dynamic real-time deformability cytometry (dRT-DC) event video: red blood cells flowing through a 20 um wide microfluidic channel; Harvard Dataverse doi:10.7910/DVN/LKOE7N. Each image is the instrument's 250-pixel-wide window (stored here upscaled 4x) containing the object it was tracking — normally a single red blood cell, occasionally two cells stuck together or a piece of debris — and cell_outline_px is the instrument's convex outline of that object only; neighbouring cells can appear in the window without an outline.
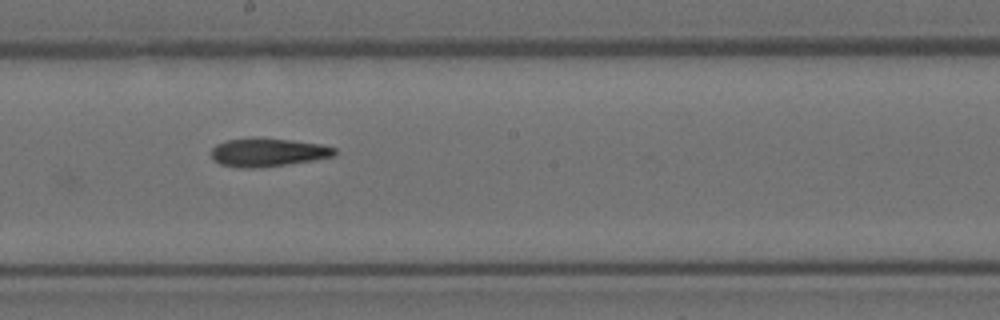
{"species": "Egyptian fruit bat (a non-hibernating species)", "species_latin": "Rousettus aegyptiacus", "temperature_condition": "room temperature", "stored_images_in_passage": 8, "camera_frame_rate_fps": 3000, "um_per_image_px": 0.085, "animal": {"sex": "female"}, "frame": {"image": 1, "passage_image": 8, "time_ms": 2.333, "image_size_px": [1000, 320], "cell_outline_px": [[336, 156], [312, 160], [284, 164], [252, 168], [240, 168], [220, 164], [212, 156], [212, 148], [216, 144], [228, 140], [292, 140], [320, 144], [336, 148]], "centroid_in_image_um": [22.81, 12.98], "position_along_channel_um": 225.4, "area_um2": 19.48}}